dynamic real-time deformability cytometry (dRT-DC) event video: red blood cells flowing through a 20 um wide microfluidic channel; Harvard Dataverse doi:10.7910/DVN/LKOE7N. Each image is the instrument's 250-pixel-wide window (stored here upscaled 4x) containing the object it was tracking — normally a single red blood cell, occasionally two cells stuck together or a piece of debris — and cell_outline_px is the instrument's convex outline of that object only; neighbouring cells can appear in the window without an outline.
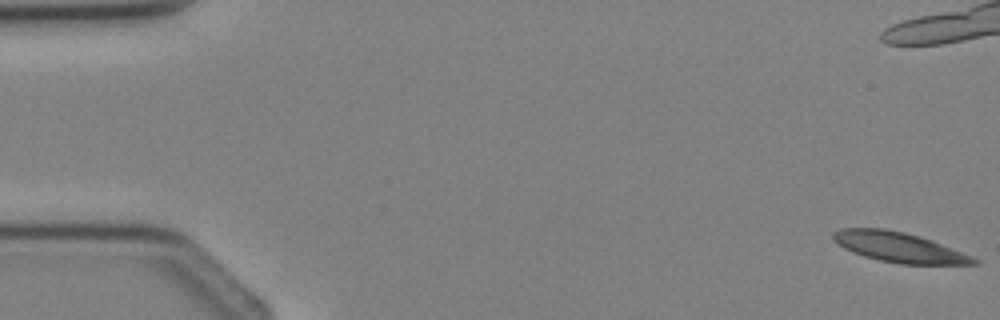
{"species": "Egyptian fruit bat (a non-hibernating species)", "species_latin": "Rousettus aegyptiacus", "temperature_condition": "cold", "stored_images_in_passage": 3, "segment_of_instrument_passage": [2, 2], "camera_frame_rate_fps": 3000, "um_per_image_px": 0.085, "animal": {"sex": "female"}, "frame": {"image": 1, "passage_image": 3, "time_ms": 2.333, "image_size_px": [1000, 320], "cell_outline_px": [[980, 264], [900, 264], [880, 260], [864, 256], [852, 252], [844, 248], [832, 240], [832, 232], [840, 228], [884, 228], [904, 232], [920, 236], [932, 240], [972, 256], [980, 260]], "centroid_in_image_um": [76.4, 21.01], "position_along_channel_um": 8.6, "area_um2": 24.62}}